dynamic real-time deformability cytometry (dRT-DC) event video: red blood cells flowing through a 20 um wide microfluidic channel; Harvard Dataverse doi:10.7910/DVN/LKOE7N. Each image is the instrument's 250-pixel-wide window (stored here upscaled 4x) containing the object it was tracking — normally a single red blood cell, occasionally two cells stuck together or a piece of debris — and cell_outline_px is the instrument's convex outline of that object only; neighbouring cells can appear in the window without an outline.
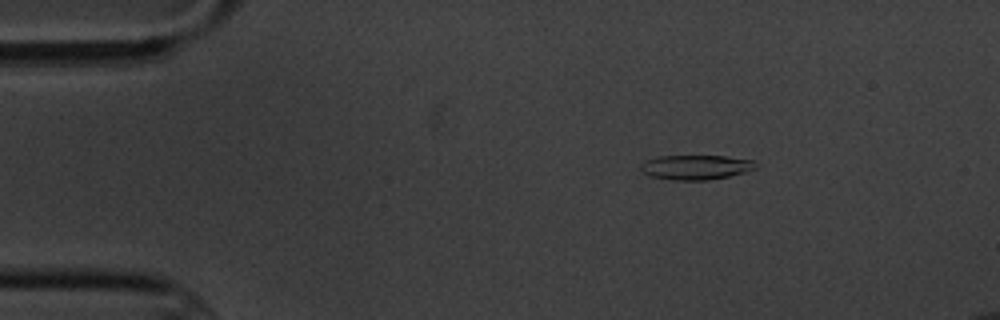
{"species": "common noctule bat (a hibernating species)", "species_latin": "Nyctalus noctula", "temperature_condition": "cold", "stored_images_in_passage": 5, "camera_frame_rate_fps": 3000, "um_per_image_px": 0.085, "animal": {"sex": "male", "body_mass_g": 20.1, "forearm_length_mm": 53.5}, "frame": {"image": 1, "passage_image": 3, "time_ms": 2.0, "image_size_px": [1000, 320], "cell_outline_px": [[756, 168], [744, 172], [728, 176], [708, 180], [672, 180], [652, 176], [644, 172], [640, 168], [640, 164], [648, 160], [660, 156], [724, 156], [756, 160]], "centroid_in_image_um": [59.18, 14.21], "position_along_channel_um": 25.8, "area_um2": 16.36}}